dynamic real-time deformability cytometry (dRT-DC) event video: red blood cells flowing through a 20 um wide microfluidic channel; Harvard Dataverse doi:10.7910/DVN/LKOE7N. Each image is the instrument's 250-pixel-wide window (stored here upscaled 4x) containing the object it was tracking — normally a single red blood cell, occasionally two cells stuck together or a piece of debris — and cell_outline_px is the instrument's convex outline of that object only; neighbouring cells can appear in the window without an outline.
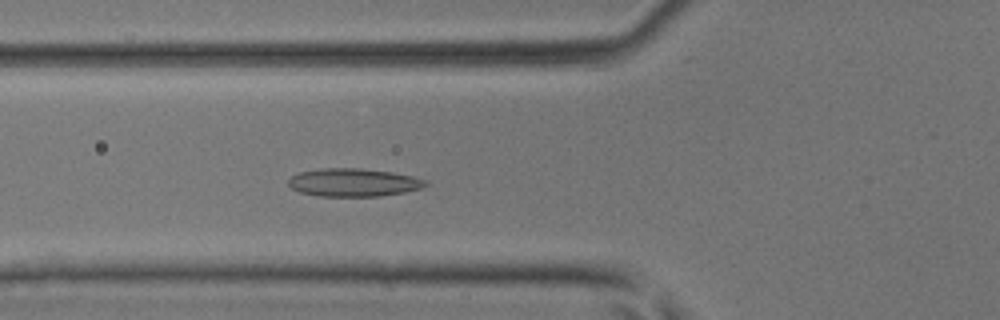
{"species": "common noctule bat (a hibernating species)", "species_latin": "Nyctalus noctula", "temperature_condition": "room temperature", "stored_images_in_passage": 45, "camera_frame_rate_fps": 3000, "um_per_image_px": 0.085, "animal": {"sex": "male", "body_mass_g": 17.9, "forearm_length_mm": 54.2}, "frame": {"image": 1, "passage_image": 18, "time_ms": 5.667, "image_size_px": [1000, 320], "cell_outline_px": [[428, 184], [424, 188], [404, 192], [380, 196], [320, 196], [300, 192], [292, 188], [288, 184], [288, 180], [292, 176], [300, 172], [320, 168], [360, 168], [392, 172], [416, 176], [428, 180]], "centroid_in_image_um": [30.11, 15.5], "position_along_channel_um": 95.7, "area_um2": 22.6}}
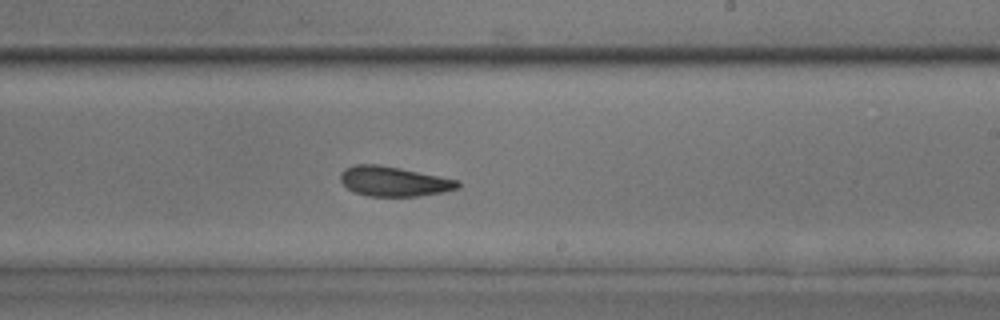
{"frame": {"image": 2, "passage_image": 29, "time_ms": 9.333, "image_size_px": [1000, 320], "cell_outline_px": [[460, 188], [444, 192], [420, 196], [368, 196], [356, 192], [348, 188], [340, 180], [340, 172], [344, 168], [356, 164], [380, 164], [460, 180]], "centroid_in_image_um": [33.5, 15.41], "position_along_channel_um": 255.5, "area_um2": 20.52}}
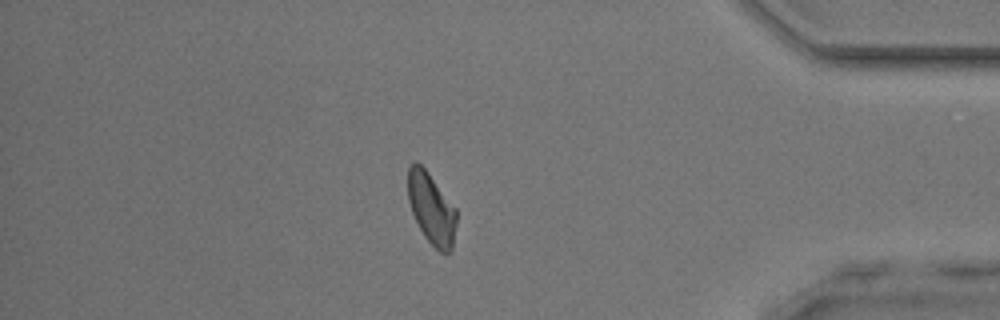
{"frame": {"image": 3, "passage_image": 41, "time_ms": 13.333, "image_size_px": [1000, 320], "cell_outline_px": [[456, 224], [452, 252], [440, 252], [424, 236], [412, 212], [408, 200], [408, 168], [416, 160], [428, 172], [456, 208]], "centroid_in_image_um": [36.68, 17.73], "position_along_channel_um": 398.5, "area_um2": 20.0}}